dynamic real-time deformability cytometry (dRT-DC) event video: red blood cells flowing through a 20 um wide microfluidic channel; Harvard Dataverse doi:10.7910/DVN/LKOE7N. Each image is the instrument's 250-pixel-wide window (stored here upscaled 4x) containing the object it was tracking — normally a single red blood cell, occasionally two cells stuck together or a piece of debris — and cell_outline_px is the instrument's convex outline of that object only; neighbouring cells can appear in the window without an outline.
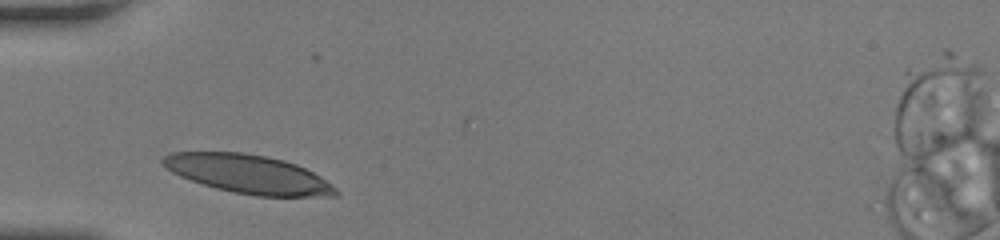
{"species": "human", "species_latin": "Homo sapiens", "temperature_condition": "room temperature", "stored_images_in_passage": 28, "camera_frame_rate_fps": 3000, "um_per_image_px": 0.085, "donor": {"sex": "female"}, "frame": {"image": 1, "passage_image": 2, "time_ms": 0.333, "image_size_px": [1000, 240], "cell_outline_px": [[340, 196], [256, 196], [232, 192], [216, 188], [180, 176], [172, 172], [160, 164], [160, 160], [164, 156], [172, 152], [244, 152], [268, 156], [284, 160], [296, 164], [320, 176], [332, 184], [340, 192]], "centroid_in_image_um": [21.11, 14.79], "position_along_channel_um": 63.9, "area_um2": 39.02}}
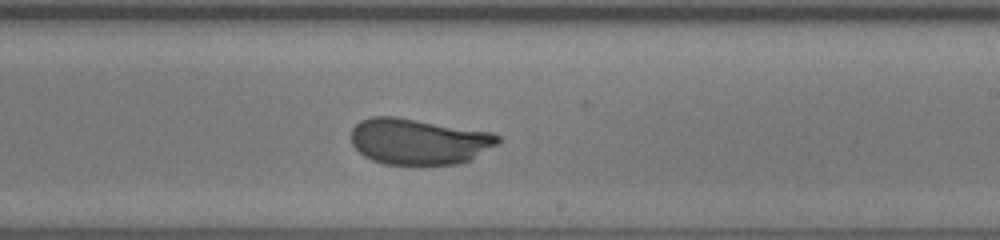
{"frame": {"image": 2, "passage_image": 17, "time_ms": 5.333, "image_size_px": [1000, 240], "cell_outline_px": [[500, 144], [460, 164], [420, 168], [384, 164], [372, 160], [364, 156], [352, 144], [352, 128], [360, 120], [372, 116], [396, 116], [492, 132], [500, 136]], "centroid_in_image_um": [35.61, 12.06], "position_along_channel_um": 253.4, "area_um2": 40.58}}
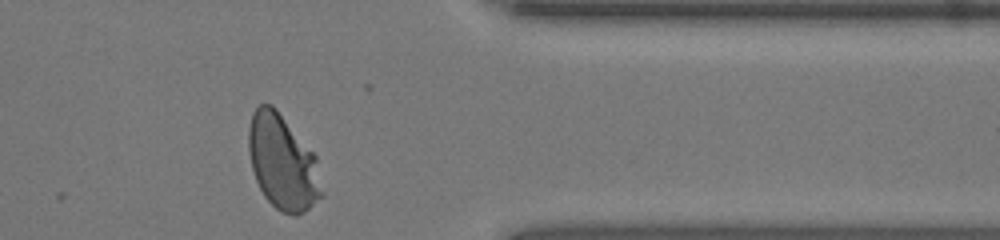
{"frame": {"image": 3, "passage_image": 28, "time_ms": 9.0, "image_size_px": [1000, 240], "cell_outline_px": [[324, 196], [304, 212], [296, 216], [292, 216], [280, 212], [264, 196], [256, 180], [252, 168], [248, 152], [248, 128], [252, 112], [260, 104], [272, 104], [276, 108], [316, 156], [324, 192]], "centroid_in_image_um": [24.03, 13.82], "position_along_channel_um": 387.4, "area_um2": 40.75}, "authors_computed_cell_mechanics": {"area_um2": 40.3733, "velocity_mm_per_s": 3.9865, "shape_relaxation_time_tau1_ms": 5.8921, "shape_relaxation_time_tau2_ms": null, "deformation_change_tau1": 0.2118, "deformation_change_tau2": null}}